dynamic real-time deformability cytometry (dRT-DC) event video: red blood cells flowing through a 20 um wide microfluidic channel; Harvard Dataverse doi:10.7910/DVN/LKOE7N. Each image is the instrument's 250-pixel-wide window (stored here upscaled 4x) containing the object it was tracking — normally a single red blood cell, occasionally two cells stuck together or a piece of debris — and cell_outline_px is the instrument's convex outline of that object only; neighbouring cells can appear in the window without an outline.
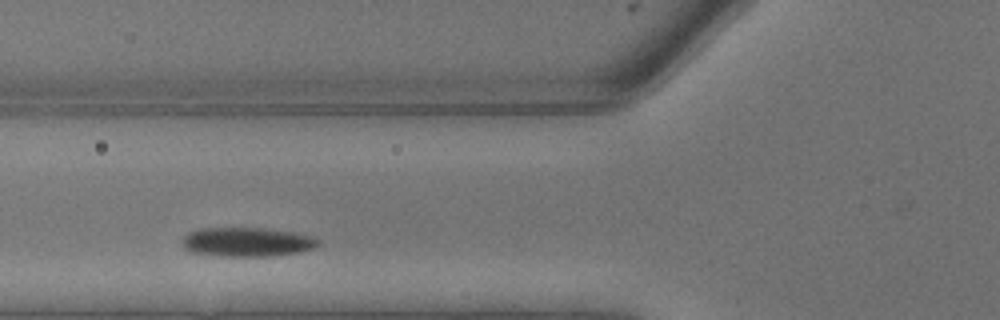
{"species": "common noctule bat (a hibernating species)", "species_latin": "Nyctalus noctula", "temperature_condition": "warm", "stored_images_in_passage": 5, "camera_frame_rate_fps": 3000, "um_per_image_px": 0.085, "animal": {"sex": "male", "body_mass_g": 13.3}, "frame": {"image": 1, "passage_image": 4, "time_ms": 1.0, "image_size_px": [1000, 320], "cell_outline_px": [[320, 244], [312, 248], [300, 252], [268, 256], [224, 256], [192, 252], [184, 248], [180, 244], [184, 236], [188, 232], [200, 228], [264, 228], [292, 232], [316, 236], [320, 240]], "centroid_in_image_um": [21.0, 20.56], "position_along_channel_um": 104.8, "area_um2": 23.24}}